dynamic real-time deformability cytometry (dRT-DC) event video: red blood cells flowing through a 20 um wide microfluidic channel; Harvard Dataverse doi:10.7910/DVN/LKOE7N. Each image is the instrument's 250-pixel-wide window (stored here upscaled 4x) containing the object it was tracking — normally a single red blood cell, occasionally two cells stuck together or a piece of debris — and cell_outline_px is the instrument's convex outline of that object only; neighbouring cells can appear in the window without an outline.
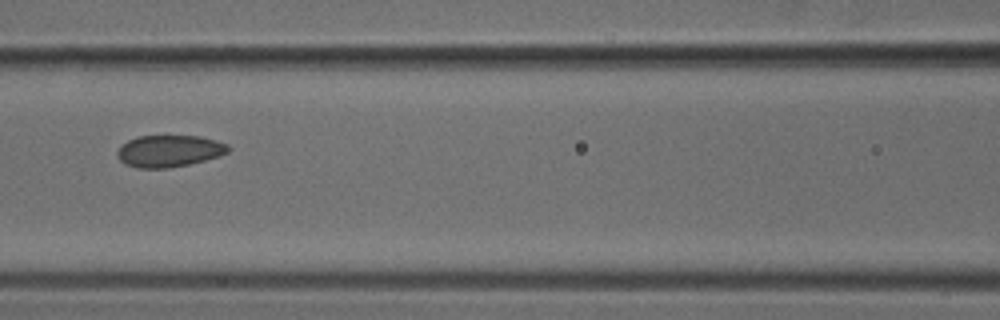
{"species": "common noctule bat (a hibernating species)", "species_latin": "Nyctalus noctula", "temperature_condition": "cold", "stored_images_in_passage": 6, "camera_frame_rate_fps": 3000, "um_per_image_px": 0.085, "animal": {"sex": "male", "body_mass_g": 18.8}, "frame": {"image": 1, "passage_image": 6, "time_ms": 1.667, "image_size_px": [1000, 320], "cell_outline_px": [[232, 148], [228, 152], [220, 156], [188, 164], [168, 168], [136, 168], [124, 164], [116, 156], [116, 152], [128, 140], [136, 136], [200, 136], [216, 140], [228, 144]], "centroid_in_image_um": [14.39, 12.84], "position_along_channel_um": 152.2, "area_um2": 20.69}}